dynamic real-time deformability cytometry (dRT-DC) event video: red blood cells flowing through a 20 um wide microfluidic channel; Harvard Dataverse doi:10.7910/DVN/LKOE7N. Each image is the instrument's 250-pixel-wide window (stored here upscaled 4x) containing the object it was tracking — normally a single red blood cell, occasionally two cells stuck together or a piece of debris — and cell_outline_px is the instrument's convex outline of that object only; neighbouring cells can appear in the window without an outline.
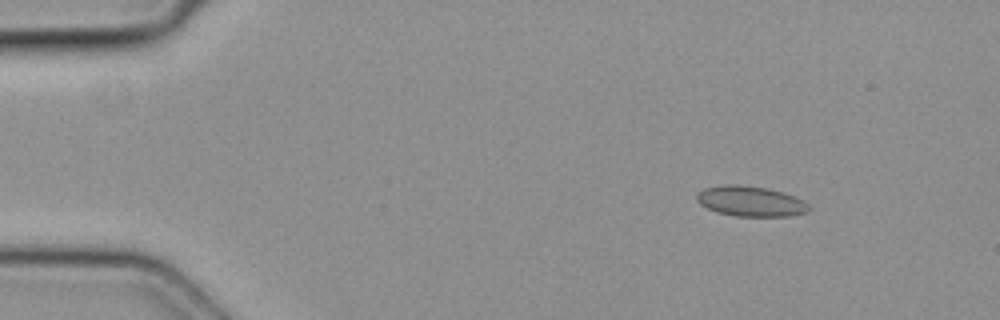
{"species": "common noctule bat (a hibernating species)", "species_latin": "Nyctalus noctula", "temperature_condition": "cold", "stored_images_in_passage": 4, "camera_frame_rate_fps": 3000, "um_per_image_px": 0.085, "animal": {"sex": "female", "body_mass_g": 19.3, "forearm_length_mm": 54.1}, "frame": {"image": 1, "passage_image": 2, "time_ms": 0.333, "image_size_px": [1000, 320], "cell_outline_px": [[812, 208], [808, 212], [792, 216], [736, 216], [716, 212], [700, 204], [696, 200], [696, 192], [704, 188], [724, 184], [736, 184], [768, 188], [784, 192], [804, 200]], "centroid_in_image_um": [63.81, 17.1], "position_along_channel_um": 21.2, "area_um2": 20.11}}